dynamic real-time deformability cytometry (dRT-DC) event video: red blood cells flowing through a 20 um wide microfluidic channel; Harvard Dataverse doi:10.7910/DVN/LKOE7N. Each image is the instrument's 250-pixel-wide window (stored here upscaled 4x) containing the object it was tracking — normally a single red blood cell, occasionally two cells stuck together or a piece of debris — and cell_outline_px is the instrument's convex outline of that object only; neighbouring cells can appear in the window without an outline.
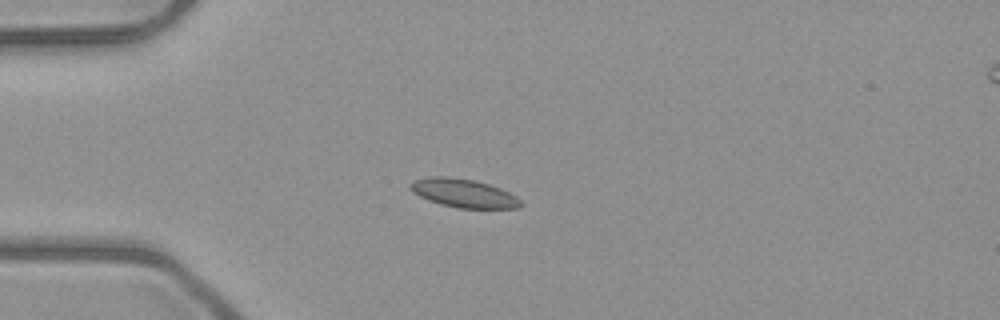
{"species": "common noctule bat (a hibernating species)", "species_latin": "Nyctalus noctula", "temperature_condition": "room temperature", "stored_images_in_passage": 5, "camera_frame_rate_fps": 3000, "um_per_image_px": 0.085, "animal": {"sex": "male", "body_mass_g": 23.1, "forearm_length_mm": 52.7}, "frame": {"image": 1, "passage_image": 3, "time_ms": 2.333, "image_size_px": [1000, 320], "cell_outline_px": [[524, 204], [520, 208], [456, 208], [440, 204], [428, 200], [412, 192], [408, 188], [408, 184], [412, 180], [428, 176], [448, 176], [476, 180], [500, 188], [516, 196]], "centroid_in_image_um": [39.36, 16.41], "position_along_channel_um": 45.6, "area_um2": 18.67}}
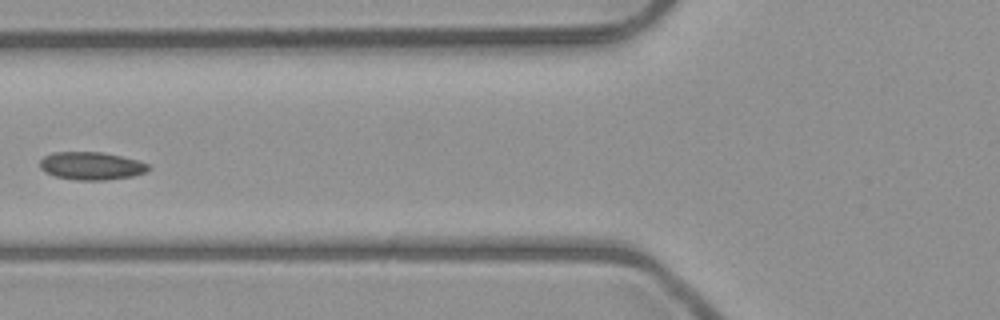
{"frame": {"image": 2, "passage_image": 5, "time_ms": 4.667, "image_size_px": [1000, 320], "cell_outline_px": [[152, 168], [144, 172], [132, 176], [104, 180], [76, 180], [56, 176], [44, 172], [40, 168], [40, 160], [44, 156], [52, 152], [104, 152], [136, 160], [148, 164]], "centroid_in_image_um": [7.74, 14.09], "position_along_channel_um": 118.1, "area_um2": 17.57}}